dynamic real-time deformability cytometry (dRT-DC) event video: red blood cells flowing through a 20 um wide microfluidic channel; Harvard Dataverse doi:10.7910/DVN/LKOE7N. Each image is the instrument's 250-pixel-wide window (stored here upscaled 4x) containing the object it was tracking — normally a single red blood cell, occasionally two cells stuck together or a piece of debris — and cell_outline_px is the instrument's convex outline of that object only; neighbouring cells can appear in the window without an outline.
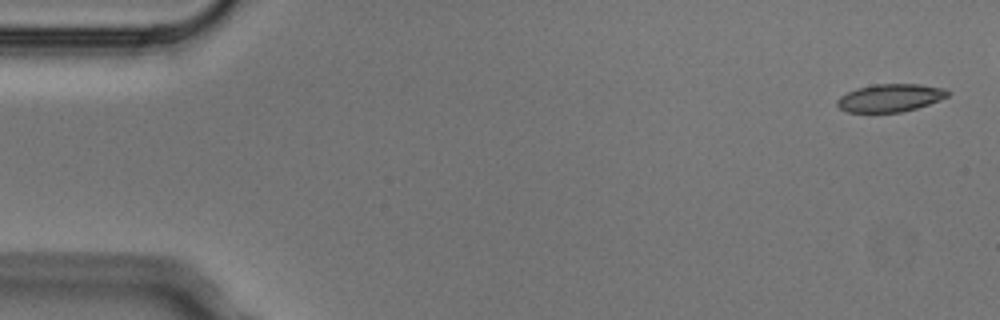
{"species": "Egyptian fruit bat (a non-hibernating species)", "species_latin": "Rousettus aegyptiacus", "temperature_condition": "cold", "stored_images_in_passage": 5, "camera_frame_rate_fps": 3000, "um_per_image_px": 0.085, "animal": {"sex": "male"}, "frame": {"image": 1, "passage_image": 1, "time_ms": 0.0, "image_size_px": [1000, 320], "cell_outline_px": [[952, 92], [948, 96], [928, 104], [916, 108], [900, 112], [848, 112], [840, 108], [836, 104], [836, 100], [840, 96], [856, 88], [876, 84], [920, 84], [944, 88]], "centroid_in_image_um": [75.66, 8.31], "position_along_channel_um": 9.3, "area_um2": 17.86}}